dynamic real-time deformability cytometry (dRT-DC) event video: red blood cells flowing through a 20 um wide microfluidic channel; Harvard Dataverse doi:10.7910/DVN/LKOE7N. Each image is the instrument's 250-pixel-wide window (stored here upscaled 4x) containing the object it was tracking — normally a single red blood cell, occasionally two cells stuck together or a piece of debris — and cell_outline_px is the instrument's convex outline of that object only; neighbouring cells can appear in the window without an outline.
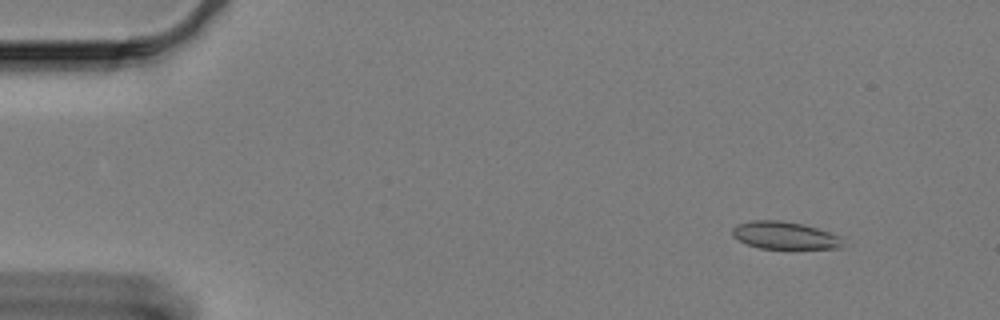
{"species": "Egyptian fruit bat (a non-hibernating species)", "species_latin": "Rousettus aegyptiacus", "temperature_condition": "cold", "stored_images_in_passage": 61, "camera_frame_rate_fps": 3000, "um_per_image_px": 0.085, "animal": {"sex": "female"}, "frame": {"image": 1, "passage_image": 6, "time_ms": 1.667, "image_size_px": [1000, 320], "cell_outline_px": [[844, 248], [760, 248], [748, 244], [732, 236], [732, 228], [736, 224], [752, 220], [780, 220], [800, 224], [816, 228], [840, 236]], "centroid_in_image_um": [66.67, 20.0], "position_along_channel_um": 18.3, "area_um2": 17.46}}
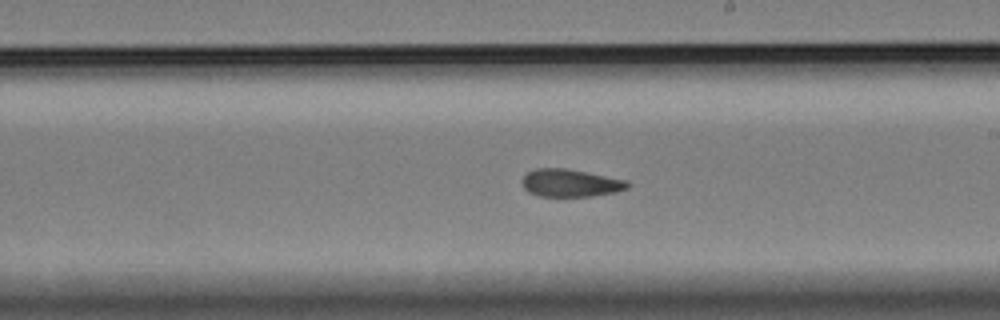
{"frame": {"image": 2, "passage_image": 35, "time_ms": 11.333, "image_size_px": [1000, 320], "cell_outline_px": [[632, 184], [628, 188], [616, 192], [592, 196], [540, 196], [528, 192], [520, 184], [520, 180], [528, 172], [536, 168], [564, 168], [628, 180]], "centroid_in_image_um": [48.48, 15.56], "position_along_channel_um": 240.5, "area_um2": 17.11}}
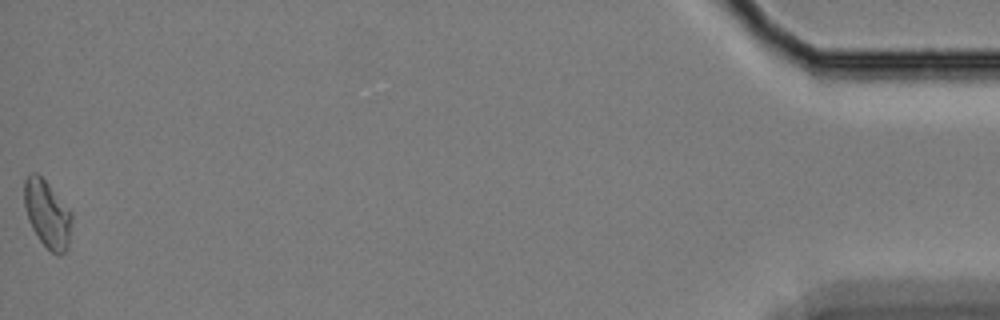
{"frame": {"image": 3, "passage_image": 61, "time_ms": 20.0, "image_size_px": [1000, 320], "cell_outline_px": [[72, 220], [68, 248], [60, 256], [52, 252], [40, 240], [32, 228], [28, 220], [24, 204], [24, 180], [32, 172], [36, 172], [48, 184], [72, 212]], "centroid_in_image_um": [4.02, 18.2], "position_along_channel_um": 431.2, "area_um2": 18.55}, "authors_computed_cell_mechanics": {"area_um2": 17.6868, "velocity_mm_per_s": 3.2726, "shape_relaxation_time_tau1_ms": null, "shape_relaxation_time_tau2_ms": 2.6598, "deformation_change_tau1": null, "deformation_change_tau2": 0.0708}}